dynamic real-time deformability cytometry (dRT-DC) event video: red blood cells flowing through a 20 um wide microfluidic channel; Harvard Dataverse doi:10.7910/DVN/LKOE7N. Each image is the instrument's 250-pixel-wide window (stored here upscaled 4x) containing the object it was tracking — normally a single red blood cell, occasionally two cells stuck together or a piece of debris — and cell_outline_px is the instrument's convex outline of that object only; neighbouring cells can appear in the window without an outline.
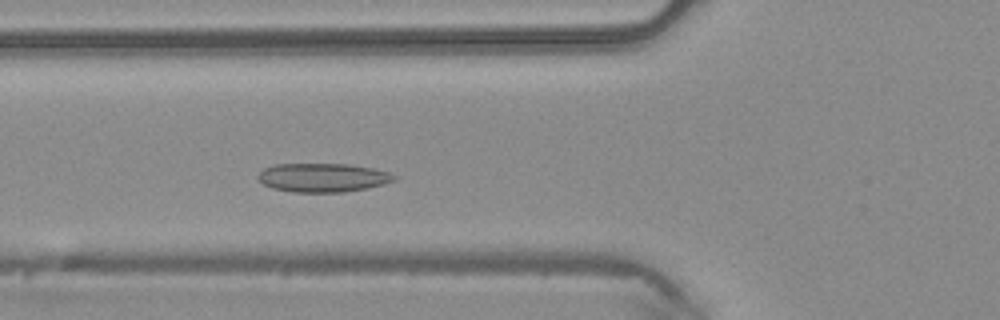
{"species": "common noctule bat (a hibernating species)", "species_latin": "Nyctalus noctula", "temperature_condition": "warm", "stored_images_in_passage": 30, "camera_frame_rate_fps": 3000, "um_per_image_px": 0.085, "animal": {"sex": "male", "body_mass_g": 20.4}, "frame": {"image": 1, "passage_image": 8, "time_ms": 2.333, "image_size_px": [1000, 320], "cell_outline_px": [[396, 176], [392, 180], [384, 184], [368, 188], [344, 192], [292, 192], [272, 188], [264, 184], [256, 176], [264, 168], [276, 164], [348, 164], [372, 168], [388, 172]], "centroid_in_image_um": [27.41, 15.1], "position_along_channel_um": 98.4, "area_um2": 22.72}}
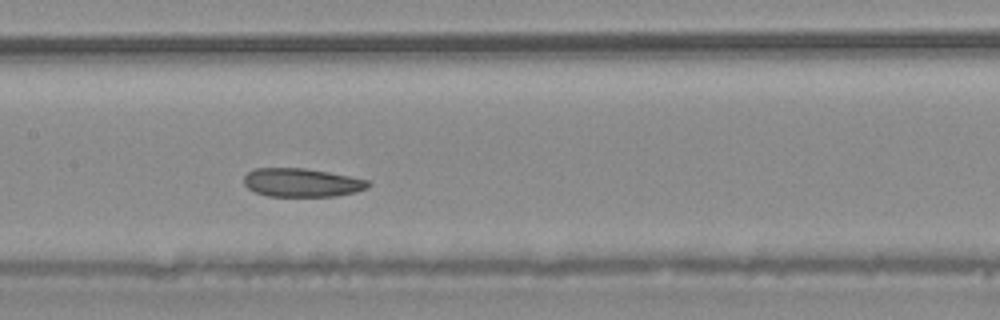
{"frame": {"image": 2, "passage_image": 14, "time_ms": 4.333, "image_size_px": [1000, 320], "cell_outline_px": [[372, 184], [368, 188], [356, 192], [336, 196], [268, 196], [256, 192], [248, 188], [244, 184], [244, 176], [252, 168], [304, 168], [328, 172], [368, 180]], "centroid_in_image_um": [25.66, 15.52], "position_along_channel_um": 181.7, "area_um2": 20.69}}
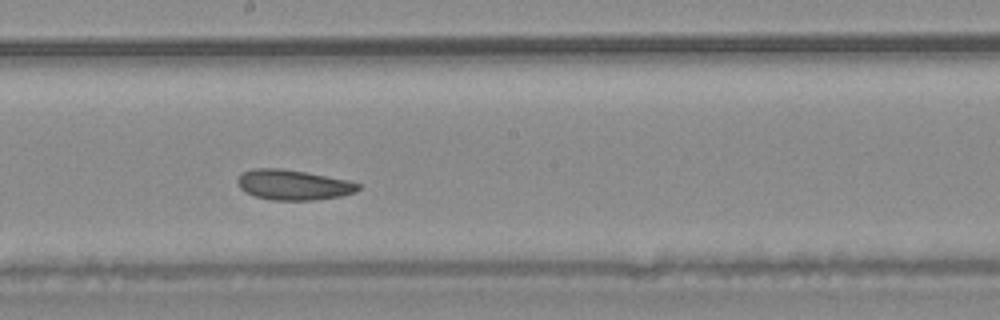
{"frame": {"image": 3, "passage_image": 17, "time_ms": 5.333, "image_size_px": [1000, 320], "cell_outline_px": [[360, 188], [356, 192], [340, 196], [312, 200], [272, 200], [256, 196], [244, 192], [240, 188], [236, 180], [240, 172], [252, 168], [284, 168], [348, 180], [360, 184]], "centroid_in_image_um": [24.88, 15.7], "position_along_channel_um": 223.3, "area_um2": 21.39}, "authors_computed_cell_mechanics": {"area_um2": 21.7617, "velocity_mm_per_s": 4.1466, "shape_relaxation_time_tau1_ms": 7.3608, "shape_relaxation_time_tau2_ms": null, "deformation_change_tau1": 0.0838, "deformation_change_tau2": null}}